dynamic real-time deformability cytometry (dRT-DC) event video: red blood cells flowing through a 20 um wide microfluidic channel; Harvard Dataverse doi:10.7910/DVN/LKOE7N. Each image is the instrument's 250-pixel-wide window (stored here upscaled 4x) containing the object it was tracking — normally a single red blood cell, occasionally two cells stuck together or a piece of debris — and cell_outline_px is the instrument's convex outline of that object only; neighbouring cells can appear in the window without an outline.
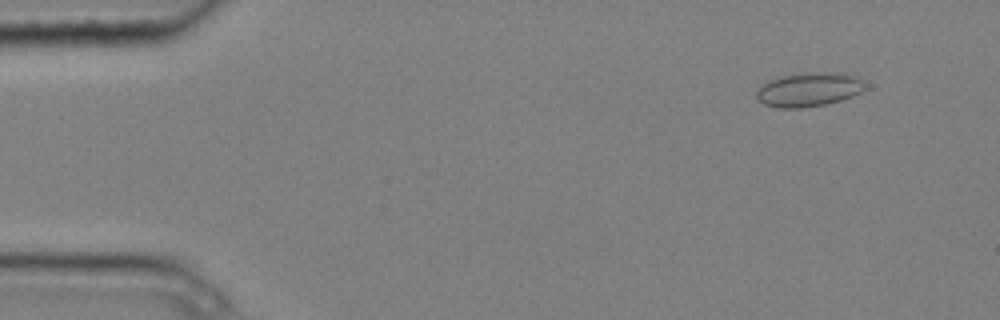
{"species": "common noctule bat (a hibernating species)", "species_latin": "Nyctalus noctula", "temperature_condition": "cold", "stored_images_in_passage": 5, "camera_frame_rate_fps": 3000, "um_per_image_px": 0.085, "animal": {"sex": "male", "body_mass_g": 20.4}, "frame": {"image": 1, "passage_image": 2, "time_ms": 0.333, "image_size_px": [1000, 320], "cell_outline_px": [[864, 88], [860, 92], [852, 96], [840, 100], [824, 104], [800, 108], [776, 108], [764, 104], [756, 100], [756, 92], [764, 84], [772, 80], [784, 76], [808, 72], [828, 72], [856, 76], [860, 80]], "centroid_in_image_um": [68.7, 7.63], "position_along_channel_um": 16.3, "area_um2": 21.04}}
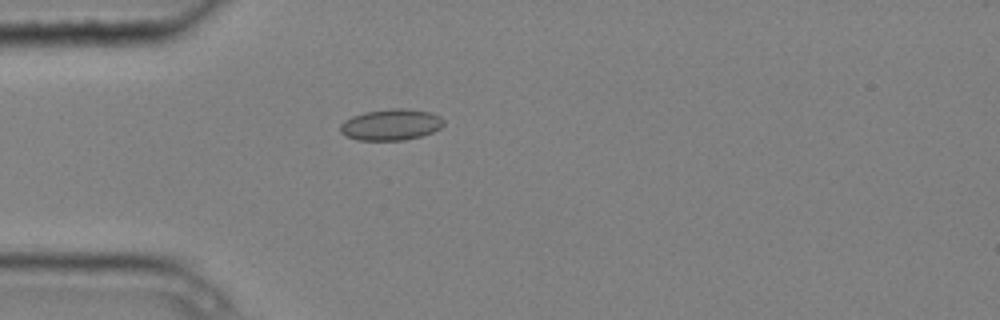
{"frame": {"image": 2, "passage_image": 5, "time_ms": 1.333, "image_size_px": [1000, 320], "cell_outline_px": [[444, 124], [440, 128], [432, 132], [420, 136], [404, 140], [356, 140], [344, 136], [340, 132], [340, 124], [344, 120], [352, 116], [364, 112], [392, 108], [404, 108], [432, 112], [440, 116], [444, 120]], "centroid_in_image_um": [33.21, 10.59], "position_along_channel_um": 51.8, "area_um2": 19.02}}